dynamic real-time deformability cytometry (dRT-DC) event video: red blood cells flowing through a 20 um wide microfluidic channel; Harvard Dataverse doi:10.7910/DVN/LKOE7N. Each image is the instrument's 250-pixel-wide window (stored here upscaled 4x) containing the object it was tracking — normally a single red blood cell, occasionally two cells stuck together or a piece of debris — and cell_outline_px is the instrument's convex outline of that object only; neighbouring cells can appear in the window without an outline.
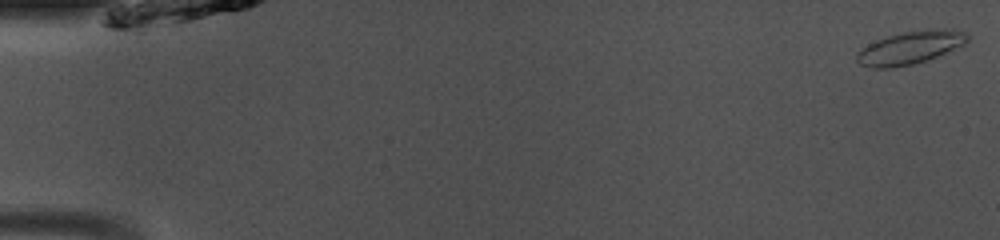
{"species": "common noctule bat (a hibernating species)", "species_latin": "Nyctalus noctula", "temperature_condition": "room temperature", "stored_images_in_passage": 49, "camera_frame_rate_fps": 3000, "um_per_image_px": 0.085, "animal": {"sex": "male", "body_mass_g": 13.0, "forearm_length_mm": 53.1}, "frame": {"image": 1, "passage_image": 1, "time_ms": 0.0, "image_size_px": [1000, 240], "cell_outline_px": [[968, 40], [964, 44], [936, 56], [912, 64], [888, 68], [872, 68], [860, 64], [856, 60], [856, 56], [868, 44], [888, 36], [904, 32], [928, 28], [952, 28], [968, 32]], "centroid_in_image_um": [77.41, 4.02], "position_along_channel_um": 7.6, "area_um2": 20.98}}
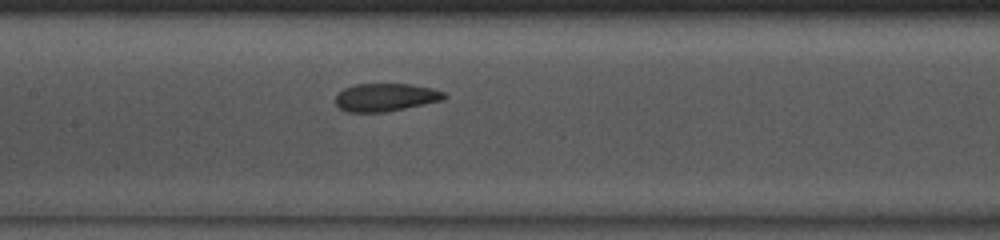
{"frame": {"image": 2, "passage_image": 24, "time_ms": 7.667, "image_size_px": [1000, 240], "cell_outline_px": [[448, 96], [444, 100], [384, 112], [348, 112], [340, 108], [336, 104], [336, 96], [344, 88], [356, 84], [412, 84], [432, 88], [444, 92]], "centroid_in_image_um": [32.8, 8.26], "position_along_channel_um": 174.6, "area_um2": 17.63}}
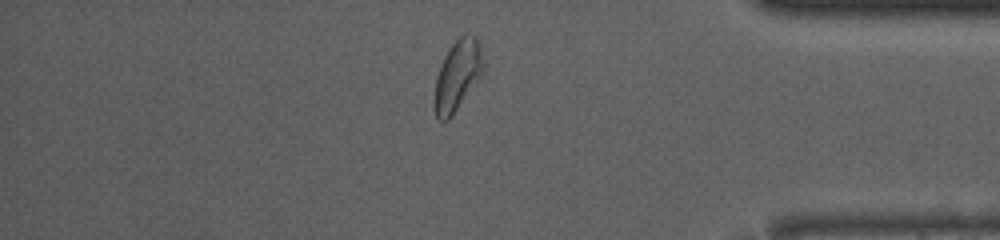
{"frame": {"image": 3, "passage_image": 42, "time_ms": 13.667, "image_size_px": [1000, 240], "cell_outline_px": [[484, 72], [452, 116], [448, 120], [440, 120], [436, 116], [432, 108], [432, 104], [436, 76], [440, 64], [448, 48], [464, 32], [476, 36], [480, 44], [484, 64]], "centroid_in_image_um": [38.87, 6.4], "position_along_channel_um": 396.3, "area_um2": 20.58}, "authors_computed_cell_mechanics": {"area_um2": 19.363, "velocity_mm_per_s": 4.0903, "shape_relaxation_time_tau1_ms": 5.4989, "shape_relaxation_time_tau2_ms": 1.5033, "deformation_change_tau1": 0.0957, "deformation_change_tau2": 0.0758}}